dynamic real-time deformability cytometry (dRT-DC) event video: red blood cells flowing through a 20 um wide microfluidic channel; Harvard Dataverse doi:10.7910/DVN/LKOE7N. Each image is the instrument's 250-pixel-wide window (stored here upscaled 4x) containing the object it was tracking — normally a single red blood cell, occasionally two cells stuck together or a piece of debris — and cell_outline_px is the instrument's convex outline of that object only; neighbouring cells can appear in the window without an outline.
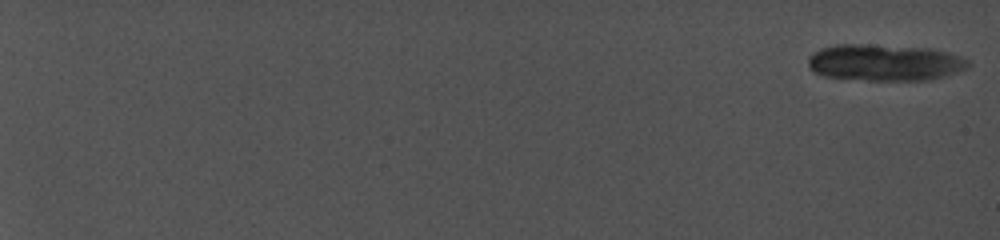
{"species": "common noctule bat (a hibernating species)", "species_latin": "Nyctalus noctula", "temperature_condition": "cold", "stored_images_in_passage": 3, "camera_frame_rate_fps": 5000, "um_per_image_px": 0.085, "animal": {"sex": "female", "body_mass_g": 19.0, "forearm_length_mm": 56.7}, "frame": {"image": 1, "passage_image": 1, "time_ms": 0.0, "image_size_px": [1000, 240], "cell_outline_px": [[972, 64], [968, 68], [944, 76], [928, 80], [868, 80], [824, 76], [808, 68], [808, 56], [812, 52], [820, 48], [836, 44], [860, 44], [928, 48], [948, 52], [960, 56], [968, 60]], "centroid_in_image_um": [75.18, 5.31], "position_along_channel_um": 9.8, "area_um2": 34.16}}